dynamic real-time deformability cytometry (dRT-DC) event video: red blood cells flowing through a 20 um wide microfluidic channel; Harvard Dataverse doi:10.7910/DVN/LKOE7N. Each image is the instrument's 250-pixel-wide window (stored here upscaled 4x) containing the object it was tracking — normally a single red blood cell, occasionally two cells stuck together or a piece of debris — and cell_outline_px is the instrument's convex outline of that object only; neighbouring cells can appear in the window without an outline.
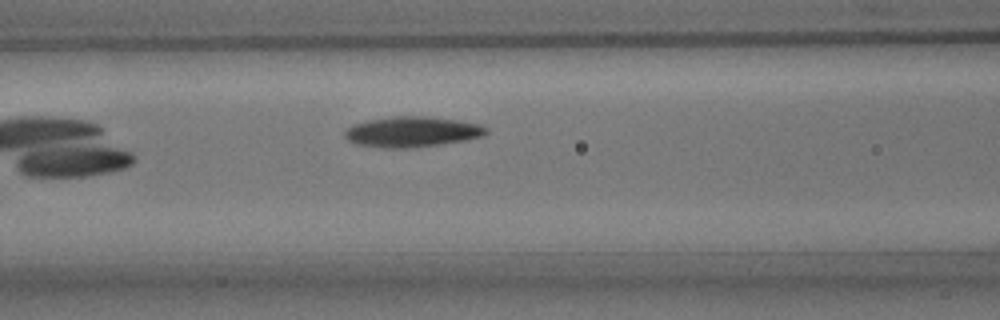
{"species": "common noctule bat (a hibernating species)", "species_latin": "Nyctalus noctula", "temperature_condition": "room temperature", "stored_images_in_passage": 7, "camera_frame_rate_fps": 3000, "um_per_image_px": 0.085, "animal": {"sex": "male", "body_mass_g": 15.6}, "frame": {"image": 1, "passage_image": 7, "time_ms": 7.0, "image_size_px": [1000, 320], "cell_outline_px": [[488, 132], [484, 136], [464, 140], [416, 148], [384, 148], [356, 144], [348, 140], [344, 136], [344, 132], [352, 124], [364, 120], [392, 116], [428, 116], [456, 120], [480, 124], [488, 128]], "centroid_in_image_um": [35.0, 11.2], "position_along_channel_um": 131.6, "area_um2": 25.37}}